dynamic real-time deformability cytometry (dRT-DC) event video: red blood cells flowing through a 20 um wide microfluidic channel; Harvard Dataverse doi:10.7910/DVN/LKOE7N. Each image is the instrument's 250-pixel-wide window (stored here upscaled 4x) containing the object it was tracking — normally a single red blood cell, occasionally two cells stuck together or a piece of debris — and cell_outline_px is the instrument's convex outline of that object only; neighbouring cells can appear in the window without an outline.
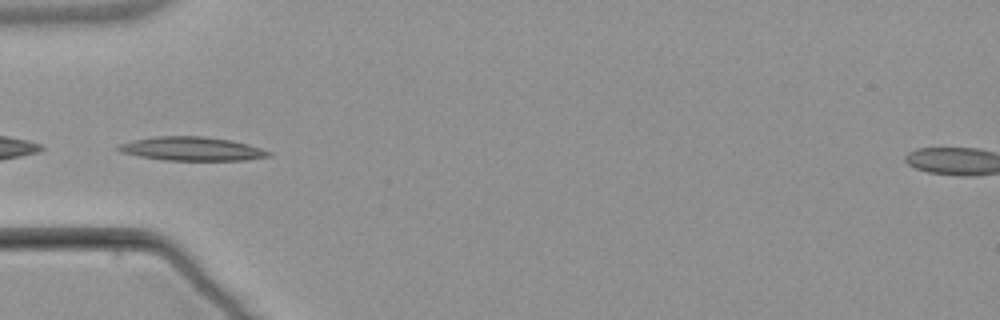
{"species": "common noctule bat (a hibernating species)", "species_latin": "Nyctalus noctula", "temperature_condition": "warm", "stored_images_in_passage": 5, "camera_frame_rate_fps": 3000, "um_per_image_px": 0.085, "animal": {"sex": "male", "body_mass_g": 21.5, "forearm_length_mm": 52.0}, "frame": {"image": 1, "passage_image": 4, "time_ms": 3.667, "image_size_px": [1000, 320], "cell_outline_px": [[272, 156], [244, 160], [164, 160], [140, 156], [120, 152], [116, 148], [120, 144], [132, 140], [156, 136], [204, 136], [232, 140], [248, 144], [272, 152]], "centroid_in_image_um": [16.32, 12.64], "position_along_channel_um": 68.7, "area_um2": 20.81}}
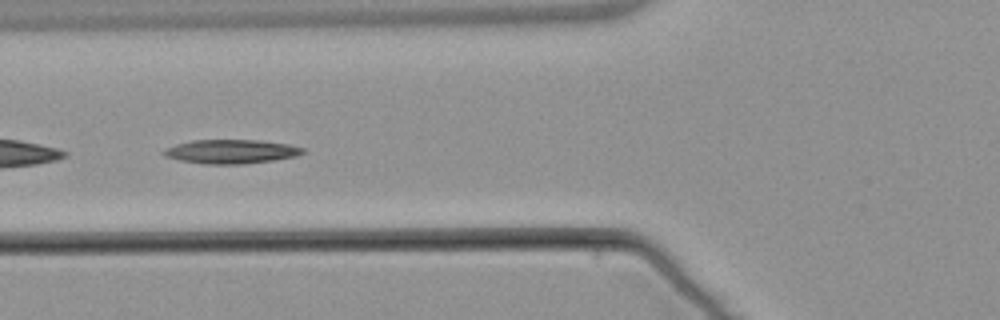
{"frame": {"image": 2, "passage_image": 5, "time_ms": 4.667, "image_size_px": [1000, 320], "cell_outline_px": [[304, 152], [296, 156], [272, 160], [244, 164], [204, 164], [180, 160], [164, 156], [160, 152], [164, 148], [176, 144], [192, 140], [260, 140], [288, 144], [304, 148]], "centroid_in_image_um": [19.59, 12.88], "position_along_channel_um": 106.2, "area_um2": 19.48}}